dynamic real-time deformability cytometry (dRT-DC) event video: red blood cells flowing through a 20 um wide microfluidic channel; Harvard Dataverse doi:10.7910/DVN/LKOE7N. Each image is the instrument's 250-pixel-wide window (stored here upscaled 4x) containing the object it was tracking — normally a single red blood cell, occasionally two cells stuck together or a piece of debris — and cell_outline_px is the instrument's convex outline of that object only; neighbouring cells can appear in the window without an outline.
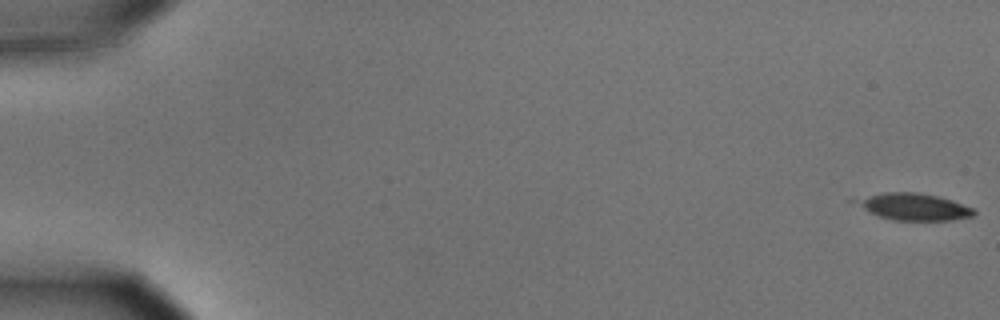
{"species": "common noctule bat (a hibernating species)", "species_latin": "Nyctalus noctula", "temperature_condition": "cold", "stored_images_in_passage": 5, "camera_frame_rate_fps": 3000, "um_per_image_px": 0.085, "animal": {"sex": "male", "body_mass_g": 15.6}, "frame": {"image": 1, "passage_image": 1, "time_ms": 0.0, "image_size_px": [1000, 320], "cell_outline_px": [[976, 212], [972, 216], [952, 220], [892, 220], [868, 212], [848, 200], [884, 192], [920, 192], [952, 200], [972, 208]], "centroid_in_image_um": [77.6, 17.56], "position_along_channel_um": 7.4, "area_um2": 18.5}}
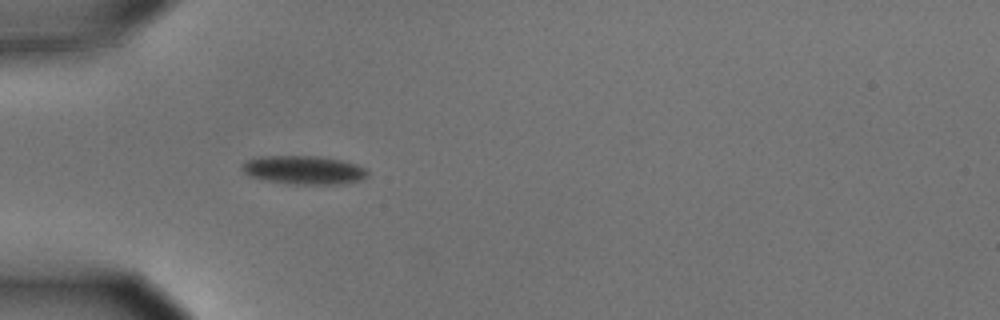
{"frame": {"image": 2, "passage_image": 5, "time_ms": 1.333, "image_size_px": [1000, 320], "cell_outline_px": [[368, 176], [360, 180], [340, 184], [296, 184], [268, 180], [248, 176], [240, 168], [240, 164], [244, 160], [256, 156], [320, 156], [344, 160], [356, 164], [364, 168], [368, 172]], "centroid_in_image_um": [25.78, 14.43], "position_along_channel_um": 59.2, "area_um2": 21.1}}